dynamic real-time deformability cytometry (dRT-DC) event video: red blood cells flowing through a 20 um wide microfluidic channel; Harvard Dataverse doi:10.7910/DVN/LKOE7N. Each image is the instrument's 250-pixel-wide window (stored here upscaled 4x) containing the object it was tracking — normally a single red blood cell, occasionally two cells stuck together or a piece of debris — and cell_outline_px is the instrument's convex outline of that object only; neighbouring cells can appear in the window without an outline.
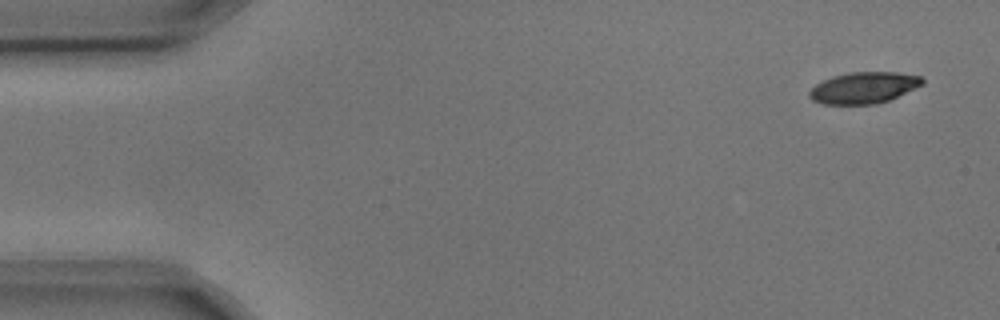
{"species": "common noctule bat (a hibernating species)", "species_latin": "Nyctalus noctula", "temperature_condition": "cold", "stored_images_in_passage": 4, "camera_frame_rate_fps": 3000, "um_per_image_px": 0.085, "animal": {"sex": "male", "body_mass_g": 17.9, "forearm_length_mm": 54.2}, "frame": {"image": 1, "passage_image": 1, "time_ms": 0.0, "image_size_px": [1000, 320], "cell_outline_px": [[924, 84], [888, 100], [876, 104], [824, 104], [812, 100], [808, 96], [808, 92], [816, 84], [832, 76], [848, 72], [896, 72], [920, 76], [924, 80]], "centroid_in_image_um": [73.4, 7.45], "position_along_channel_um": 11.6, "area_um2": 20.58}}